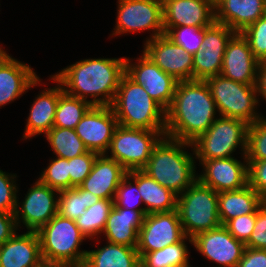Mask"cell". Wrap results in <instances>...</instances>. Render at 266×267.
Here are the masks:
<instances>
[{
    "label": "cell",
    "instance_id": "d6986e66",
    "mask_svg": "<svg viewBox=\"0 0 266 267\" xmlns=\"http://www.w3.org/2000/svg\"><path fill=\"white\" fill-rule=\"evenodd\" d=\"M41 82L30 65L5 53L0 58V108L19 99L29 89L41 85Z\"/></svg>",
    "mask_w": 266,
    "mask_h": 267
},
{
    "label": "cell",
    "instance_id": "f1b7e54d",
    "mask_svg": "<svg viewBox=\"0 0 266 267\" xmlns=\"http://www.w3.org/2000/svg\"><path fill=\"white\" fill-rule=\"evenodd\" d=\"M138 190L147 214L170 212L177 209V197L142 170H138Z\"/></svg>",
    "mask_w": 266,
    "mask_h": 267
},
{
    "label": "cell",
    "instance_id": "30bf717a",
    "mask_svg": "<svg viewBox=\"0 0 266 267\" xmlns=\"http://www.w3.org/2000/svg\"><path fill=\"white\" fill-rule=\"evenodd\" d=\"M112 37L125 33L152 31L145 42L164 35L162 0H118Z\"/></svg>",
    "mask_w": 266,
    "mask_h": 267
},
{
    "label": "cell",
    "instance_id": "7c38bea8",
    "mask_svg": "<svg viewBox=\"0 0 266 267\" xmlns=\"http://www.w3.org/2000/svg\"><path fill=\"white\" fill-rule=\"evenodd\" d=\"M134 59L126 58L125 74L167 110L173 100L178 81L171 75L161 70L144 53Z\"/></svg>",
    "mask_w": 266,
    "mask_h": 267
},
{
    "label": "cell",
    "instance_id": "d4e9b609",
    "mask_svg": "<svg viewBox=\"0 0 266 267\" xmlns=\"http://www.w3.org/2000/svg\"><path fill=\"white\" fill-rule=\"evenodd\" d=\"M43 262L36 232H16L0 245V267H36Z\"/></svg>",
    "mask_w": 266,
    "mask_h": 267
},
{
    "label": "cell",
    "instance_id": "ac0fdd59",
    "mask_svg": "<svg viewBox=\"0 0 266 267\" xmlns=\"http://www.w3.org/2000/svg\"><path fill=\"white\" fill-rule=\"evenodd\" d=\"M243 162L235 157L212 160H199L203 172L198 180L216 192L239 190L248 185V161Z\"/></svg>",
    "mask_w": 266,
    "mask_h": 267
},
{
    "label": "cell",
    "instance_id": "60d3db41",
    "mask_svg": "<svg viewBox=\"0 0 266 267\" xmlns=\"http://www.w3.org/2000/svg\"><path fill=\"white\" fill-rule=\"evenodd\" d=\"M99 154L88 151L69 159L70 189L79 186L90 174L93 163Z\"/></svg>",
    "mask_w": 266,
    "mask_h": 267
},
{
    "label": "cell",
    "instance_id": "8992f818",
    "mask_svg": "<svg viewBox=\"0 0 266 267\" xmlns=\"http://www.w3.org/2000/svg\"><path fill=\"white\" fill-rule=\"evenodd\" d=\"M177 211L186 237L221 226L218 213V192L198 179L177 197Z\"/></svg>",
    "mask_w": 266,
    "mask_h": 267
},
{
    "label": "cell",
    "instance_id": "74e56055",
    "mask_svg": "<svg viewBox=\"0 0 266 267\" xmlns=\"http://www.w3.org/2000/svg\"><path fill=\"white\" fill-rule=\"evenodd\" d=\"M247 161L266 160V118L263 116L248 127Z\"/></svg>",
    "mask_w": 266,
    "mask_h": 267
},
{
    "label": "cell",
    "instance_id": "6da1fadb",
    "mask_svg": "<svg viewBox=\"0 0 266 267\" xmlns=\"http://www.w3.org/2000/svg\"><path fill=\"white\" fill-rule=\"evenodd\" d=\"M125 62L126 57L83 59L52 76L68 95L92 106H111L125 74ZM89 97L92 99L88 100Z\"/></svg>",
    "mask_w": 266,
    "mask_h": 267
},
{
    "label": "cell",
    "instance_id": "7bdbcfd3",
    "mask_svg": "<svg viewBox=\"0 0 266 267\" xmlns=\"http://www.w3.org/2000/svg\"><path fill=\"white\" fill-rule=\"evenodd\" d=\"M245 247L266 250V201L256 210V222Z\"/></svg>",
    "mask_w": 266,
    "mask_h": 267
},
{
    "label": "cell",
    "instance_id": "5bb4252c",
    "mask_svg": "<svg viewBox=\"0 0 266 267\" xmlns=\"http://www.w3.org/2000/svg\"><path fill=\"white\" fill-rule=\"evenodd\" d=\"M235 33L216 21L205 27L202 49L193 55V80L220 75L227 43Z\"/></svg>",
    "mask_w": 266,
    "mask_h": 267
},
{
    "label": "cell",
    "instance_id": "cb8c5ba5",
    "mask_svg": "<svg viewBox=\"0 0 266 267\" xmlns=\"http://www.w3.org/2000/svg\"><path fill=\"white\" fill-rule=\"evenodd\" d=\"M215 21L241 33L266 14L264 0H215Z\"/></svg>",
    "mask_w": 266,
    "mask_h": 267
},
{
    "label": "cell",
    "instance_id": "ba28073f",
    "mask_svg": "<svg viewBox=\"0 0 266 267\" xmlns=\"http://www.w3.org/2000/svg\"><path fill=\"white\" fill-rule=\"evenodd\" d=\"M208 84L219 116L239 119L251 125L263 117L257 111L259 96L255 85H246L222 75L211 76Z\"/></svg>",
    "mask_w": 266,
    "mask_h": 267
},
{
    "label": "cell",
    "instance_id": "e575fe53",
    "mask_svg": "<svg viewBox=\"0 0 266 267\" xmlns=\"http://www.w3.org/2000/svg\"><path fill=\"white\" fill-rule=\"evenodd\" d=\"M117 207H124L131 210L141 211L146 215L143 206L142 196L138 190V170L127 172L118 186L114 198Z\"/></svg>",
    "mask_w": 266,
    "mask_h": 267
},
{
    "label": "cell",
    "instance_id": "836d02e7",
    "mask_svg": "<svg viewBox=\"0 0 266 267\" xmlns=\"http://www.w3.org/2000/svg\"><path fill=\"white\" fill-rule=\"evenodd\" d=\"M91 107L90 102L63 92L58 99L53 126L75 129Z\"/></svg>",
    "mask_w": 266,
    "mask_h": 267
},
{
    "label": "cell",
    "instance_id": "c3c4849f",
    "mask_svg": "<svg viewBox=\"0 0 266 267\" xmlns=\"http://www.w3.org/2000/svg\"><path fill=\"white\" fill-rule=\"evenodd\" d=\"M192 265H190V263H186V264H177V265H171L168 267H191Z\"/></svg>",
    "mask_w": 266,
    "mask_h": 267
},
{
    "label": "cell",
    "instance_id": "f546056e",
    "mask_svg": "<svg viewBox=\"0 0 266 267\" xmlns=\"http://www.w3.org/2000/svg\"><path fill=\"white\" fill-rule=\"evenodd\" d=\"M45 136L54 155H56L55 157L69 160L88 152L83 141L76 134L75 129L53 126Z\"/></svg>",
    "mask_w": 266,
    "mask_h": 267
},
{
    "label": "cell",
    "instance_id": "603a6c76",
    "mask_svg": "<svg viewBox=\"0 0 266 267\" xmlns=\"http://www.w3.org/2000/svg\"><path fill=\"white\" fill-rule=\"evenodd\" d=\"M126 174L127 171L121 164L101 154L95 159L90 174L79 186L101 199L114 200L116 190Z\"/></svg>",
    "mask_w": 266,
    "mask_h": 267
},
{
    "label": "cell",
    "instance_id": "52a82bcc",
    "mask_svg": "<svg viewBox=\"0 0 266 267\" xmlns=\"http://www.w3.org/2000/svg\"><path fill=\"white\" fill-rule=\"evenodd\" d=\"M248 127L249 124L242 120L217 115L207 131L192 142L195 159L233 157L237 148H241L243 157L246 154Z\"/></svg>",
    "mask_w": 266,
    "mask_h": 267
},
{
    "label": "cell",
    "instance_id": "681fc988",
    "mask_svg": "<svg viewBox=\"0 0 266 267\" xmlns=\"http://www.w3.org/2000/svg\"><path fill=\"white\" fill-rule=\"evenodd\" d=\"M6 53L5 49L0 46V58Z\"/></svg>",
    "mask_w": 266,
    "mask_h": 267
},
{
    "label": "cell",
    "instance_id": "f35d334b",
    "mask_svg": "<svg viewBox=\"0 0 266 267\" xmlns=\"http://www.w3.org/2000/svg\"><path fill=\"white\" fill-rule=\"evenodd\" d=\"M241 34L248 41L255 58L259 62H266V14L247 26Z\"/></svg>",
    "mask_w": 266,
    "mask_h": 267
},
{
    "label": "cell",
    "instance_id": "d6a6232c",
    "mask_svg": "<svg viewBox=\"0 0 266 267\" xmlns=\"http://www.w3.org/2000/svg\"><path fill=\"white\" fill-rule=\"evenodd\" d=\"M187 240L192 244V239L185 236L176 244L144 254L140 258L141 267H168L190 262Z\"/></svg>",
    "mask_w": 266,
    "mask_h": 267
},
{
    "label": "cell",
    "instance_id": "8d00e7d4",
    "mask_svg": "<svg viewBox=\"0 0 266 267\" xmlns=\"http://www.w3.org/2000/svg\"><path fill=\"white\" fill-rule=\"evenodd\" d=\"M38 179L58 191L70 189L69 160L61 157L51 159Z\"/></svg>",
    "mask_w": 266,
    "mask_h": 267
},
{
    "label": "cell",
    "instance_id": "2e32d148",
    "mask_svg": "<svg viewBox=\"0 0 266 267\" xmlns=\"http://www.w3.org/2000/svg\"><path fill=\"white\" fill-rule=\"evenodd\" d=\"M142 52L161 70L177 81L193 80V54L174 44L166 35L143 44Z\"/></svg>",
    "mask_w": 266,
    "mask_h": 267
},
{
    "label": "cell",
    "instance_id": "7402d4cb",
    "mask_svg": "<svg viewBox=\"0 0 266 267\" xmlns=\"http://www.w3.org/2000/svg\"><path fill=\"white\" fill-rule=\"evenodd\" d=\"M49 79L53 84L55 82L56 86L45 88L35 97L27 117L23 140L32 139L40 134L45 135L53 127L58 99L64 91L52 75Z\"/></svg>",
    "mask_w": 266,
    "mask_h": 267
},
{
    "label": "cell",
    "instance_id": "4316f807",
    "mask_svg": "<svg viewBox=\"0 0 266 267\" xmlns=\"http://www.w3.org/2000/svg\"><path fill=\"white\" fill-rule=\"evenodd\" d=\"M264 199L248 184L239 190L218 193V213L221 225L238 216L254 213Z\"/></svg>",
    "mask_w": 266,
    "mask_h": 267
},
{
    "label": "cell",
    "instance_id": "f6af8a7d",
    "mask_svg": "<svg viewBox=\"0 0 266 267\" xmlns=\"http://www.w3.org/2000/svg\"><path fill=\"white\" fill-rule=\"evenodd\" d=\"M17 230L14 214L0 211V245L9 240Z\"/></svg>",
    "mask_w": 266,
    "mask_h": 267
},
{
    "label": "cell",
    "instance_id": "ab89813d",
    "mask_svg": "<svg viewBox=\"0 0 266 267\" xmlns=\"http://www.w3.org/2000/svg\"><path fill=\"white\" fill-rule=\"evenodd\" d=\"M16 177V173L11 174L0 169V211L15 213L19 191Z\"/></svg>",
    "mask_w": 266,
    "mask_h": 267
},
{
    "label": "cell",
    "instance_id": "ffe728a7",
    "mask_svg": "<svg viewBox=\"0 0 266 267\" xmlns=\"http://www.w3.org/2000/svg\"><path fill=\"white\" fill-rule=\"evenodd\" d=\"M259 61L246 38L236 32L227 43L220 75L246 85H255Z\"/></svg>",
    "mask_w": 266,
    "mask_h": 267
},
{
    "label": "cell",
    "instance_id": "7a4b0ae2",
    "mask_svg": "<svg viewBox=\"0 0 266 267\" xmlns=\"http://www.w3.org/2000/svg\"><path fill=\"white\" fill-rule=\"evenodd\" d=\"M217 112L206 81H178L166 110L165 136L192 143L213 124Z\"/></svg>",
    "mask_w": 266,
    "mask_h": 267
},
{
    "label": "cell",
    "instance_id": "7dc6e473",
    "mask_svg": "<svg viewBox=\"0 0 266 267\" xmlns=\"http://www.w3.org/2000/svg\"><path fill=\"white\" fill-rule=\"evenodd\" d=\"M36 267H59V266L43 261Z\"/></svg>",
    "mask_w": 266,
    "mask_h": 267
},
{
    "label": "cell",
    "instance_id": "8fae6325",
    "mask_svg": "<svg viewBox=\"0 0 266 267\" xmlns=\"http://www.w3.org/2000/svg\"><path fill=\"white\" fill-rule=\"evenodd\" d=\"M32 186L21 202L17 199L14 216L18 230L37 232L58 213L59 191L39 179Z\"/></svg>",
    "mask_w": 266,
    "mask_h": 267
},
{
    "label": "cell",
    "instance_id": "83f0119b",
    "mask_svg": "<svg viewBox=\"0 0 266 267\" xmlns=\"http://www.w3.org/2000/svg\"><path fill=\"white\" fill-rule=\"evenodd\" d=\"M87 251L83 267H141L136 247L106 242Z\"/></svg>",
    "mask_w": 266,
    "mask_h": 267
},
{
    "label": "cell",
    "instance_id": "bcb514c9",
    "mask_svg": "<svg viewBox=\"0 0 266 267\" xmlns=\"http://www.w3.org/2000/svg\"><path fill=\"white\" fill-rule=\"evenodd\" d=\"M255 88L258 96L266 101V62H259L258 64Z\"/></svg>",
    "mask_w": 266,
    "mask_h": 267
},
{
    "label": "cell",
    "instance_id": "5b68a950",
    "mask_svg": "<svg viewBox=\"0 0 266 267\" xmlns=\"http://www.w3.org/2000/svg\"><path fill=\"white\" fill-rule=\"evenodd\" d=\"M43 261L59 267H83L87 250H80L86 237L74 220L56 214L37 232Z\"/></svg>",
    "mask_w": 266,
    "mask_h": 267
},
{
    "label": "cell",
    "instance_id": "d590c367",
    "mask_svg": "<svg viewBox=\"0 0 266 267\" xmlns=\"http://www.w3.org/2000/svg\"><path fill=\"white\" fill-rule=\"evenodd\" d=\"M204 31L205 27H164V35L174 44L181 46L187 53L193 55L202 49Z\"/></svg>",
    "mask_w": 266,
    "mask_h": 267
},
{
    "label": "cell",
    "instance_id": "4dcf8cb0",
    "mask_svg": "<svg viewBox=\"0 0 266 267\" xmlns=\"http://www.w3.org/2000/svg\"><path fill=\"white\" fill-rule=\"evenodd\" d=\"M113 205L114 200L112 199H100L97 203L87 208L85 213L75 220L77 227L86 239L93 240L97 236L95 240H99L98 238L105 228ZM99 234L100 236H98Z\"/></svg>",
    "mask_w": 266,
    "mask_h": 267
},
{
    "label": "cell",
    "instance_id": "484cf974",
    "mask_svg": "<svg viewBox=\"0 0 266 267\" xmlns=\"http://www.w3.org/2000/svg\"><path fill=\"white\" fill-rule=\"evenodd\" d=\"M144 217L141 211L117 207L114 204L102 233L109 243L137 247L138 232Z\"/></svg>",
    "mask_w": 266,
    "mask_h": 267
},
{
    "label": "cell",
    "instance_id": "1f68e13d",
    "mask_svg": "<svg viewBox=\"0 0 266 267\" xmlns=\"http://www.w3.org/2000/svg\"><path fill=\"white\" fill-rule=\"evenodd\" d=\"M101 198L83 190L80 186L59 191L58 214L62 217L76 220L85 210Z\"/></svg>",
    "mask_w": 266,
    "mask_h": 267
},
{
    "label": "cell",
    "instance_id": "9a60e30c",
    "mask_svg": "<svg viewBox=\"0 0 266 267\" xmlns=\"http://www.w3.org/2000/svg\"><path fill=\"white\" fill-rule=\"evenodd\" d=\"M192 245L204 258L218 264L215 267H237L246 248L223 225L197 234Z\"/></svg>",
    "mask_w": 266,
    "mask_h": 267
},
{
    "label": "cell",
    "instance_id": "3957f363",
    "mask_svg": "<svg viewBox=\"0 0 266 267\" xmlns=\"http://www.w3.org/2000/svg\"><path fill=\"white\" fill-rule=\"evenodd\" d=\"M189 147L193 154L186 151ZM194 163L192 143L163 136L153 147L142 171L163 187L180 195L198 179Z\"/></svg>",
    "mask_w": 266,
    "mask_h": 267
},
{
    "label": "cell",
    "instance_id": "277c9868",
    "mask_svg": "<svg viewBox=\"0 0 266 267\" xmlns=\"http://www.w3.org/2000/svg\"><path fill=\"white\" fill-rule=\"evenodd\" d=\"M118 125L128 128L165 130L166 110L126 74L120 80L111 105Z\"/></svg>",
    "mask_w": 266,
    "mask_h": 267
},
{
    "label": "cell",
    "instance_id": "ee69618b",
    "mask_svg": "<svg viewBox=\"0 0 266 267\" xmlns=\"http://www.w3.org/2000/svg\"><path fill=\"white\" fill-rule=\"evenodd\" d=\"M237 267H266V250L246 247Z\"/></svg>",
    "mask_w": 266,
    "mask_h": 267
},
{
    "label": "cell",
    "instance_id": "b9f144b4",
    "mask_svg": "<svg viewBox=\"0 0 266 267\" xmlns=\"http://www.w3.org/2000/svg\"><path fill=\"white\" fill-rule=\"evenodd\" d=\"M256 222V211L228 220L223 226L237 240L244 244L249 240Z\"/></svg>",
    "mask_w": 266,
    "mask_h": 267
},
{
    "label": "cell",
    "instance_id": "44dd1931",
    "mask_svg": "<svg viewBox=\"0 0 266 267\" xmlns=\"http://www.w3.org/2000/svg\"><path fill=\"white\" fill-rule=\"evenodd\" d=\"M164 27H208L215 21L213 0H162Z\"/></svg>",
    "mask_w": 266,
    "mask_h": 267
},
{
    "label": "cell",
    "instance_id": "4fadbf2b",
    "mask_svg": "<svg viewBox=\"0 0 266 267\" xmlns=\"http://www.w3.org/2000/svg\"><path fill=\"white\" fill-rule=\"evenodd\" d=\"M185 237L177 209L147 214L138 232L137 251L140 258L149 252L176 244Z\"/></svg>",
    "mask_w": 266,
    "mask_h": 267
},
{
    "label": "cell",
    "instance_id": "9c48e42d",
    "mask_svg": "<svg viewBox=\"0 0 266 267\" xmlns=\"http://www.w3.org/2000/svg\"><path fill=\"white\" fill-rule=\"evenodd\" d=\"M163 136H165V130L128 128L118 125L105 155L116 160L127 172L142 170L149 161L153 147Z\"/></svg>",
    "mask_w": 266,
    "mask_h": 267
},
{
    "label": "cell",
    "instance_id": "e0dca14e",
    "mask_svg": "<svg viewBox=\"0 0 266 267\" xmlns=\"http://www.w3.org/2000/svg\"><path fill=\"white\" fill-rule=\"evenodd\" d=\"M118 126L111 106H92L77 124L75 131L88 151L108 152L114 131Z\"/></svg>",
    "mask_w": 266,
    "mask_h": 267
}]
</instances>
